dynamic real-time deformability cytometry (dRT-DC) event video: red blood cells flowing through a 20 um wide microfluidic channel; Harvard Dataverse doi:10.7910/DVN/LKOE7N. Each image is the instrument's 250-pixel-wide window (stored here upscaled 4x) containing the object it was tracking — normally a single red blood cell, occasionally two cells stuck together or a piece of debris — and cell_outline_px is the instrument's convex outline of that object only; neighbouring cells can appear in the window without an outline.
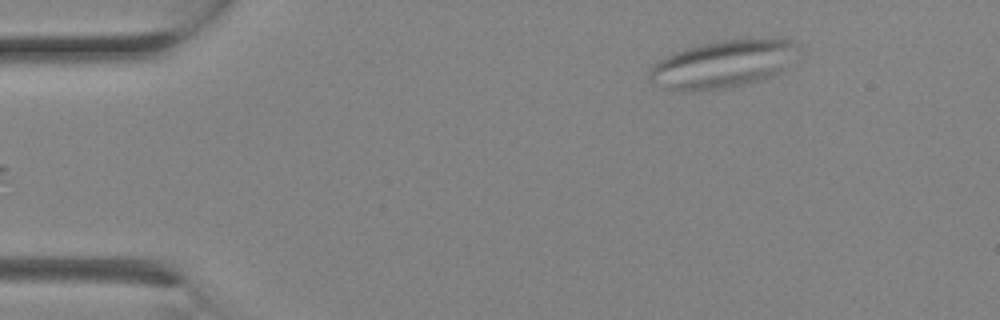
{"species": "Egyptian fruit bat (a non-hibernating species)", "species_latin": "Rousettus aegyptiacus", "temperature_condition": "room temperature", "stored_images_in_passage": 3, "camera_frame_rate_fps": 3000, "um_per_image_px": 0.085, "animal": {"sex": "female"}, "frame": {"image": 1, "passage_image": 2, "time_ms": 0.333, "image_size_px": [1000, 320], "cell_outline_px": [[800, 48], [784, 68], [780, 72], [764, 80], [724, 88], [684, 92], [680, 92], [664, 88], [652, 84], [648, 76], [648, 68], [652, 64], [676, 52], [688, 48], [720, 40], [776, 36], [792, 40]], "centroid_in_image_um": [61.46, 5.43], "position_along_channel_um": 23.5, "area_um2": 41.85}}
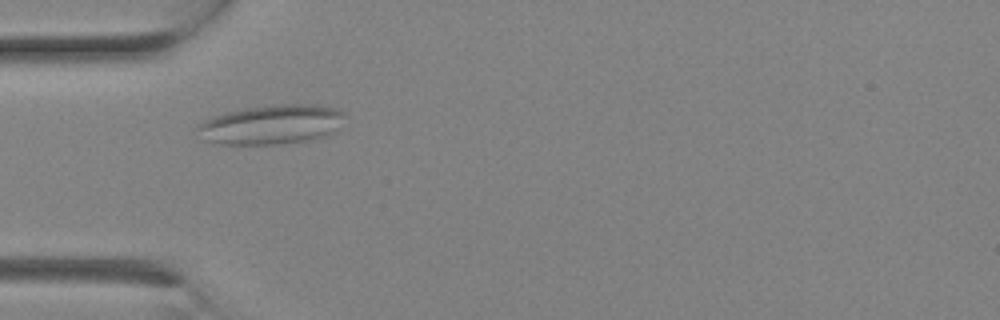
{"frame": {"image": 2, "passage_image": 3, "time_ms": 0.667, "image_size_px": [1000, 320], "cell_outline_px": [[348, 112], [332, 132], [324, 136], [312, 140], [276, 144], [220, 144], [208, 140], [196, 128], [196, 124], [212, 116], [228, 112], [248, 108], [280, 104], [316, 104], [340, 108]], "centroid_in_image_um": [23.13, 10.57], "position_along_channel_um": 61.9, "area_um2": 33.7}}